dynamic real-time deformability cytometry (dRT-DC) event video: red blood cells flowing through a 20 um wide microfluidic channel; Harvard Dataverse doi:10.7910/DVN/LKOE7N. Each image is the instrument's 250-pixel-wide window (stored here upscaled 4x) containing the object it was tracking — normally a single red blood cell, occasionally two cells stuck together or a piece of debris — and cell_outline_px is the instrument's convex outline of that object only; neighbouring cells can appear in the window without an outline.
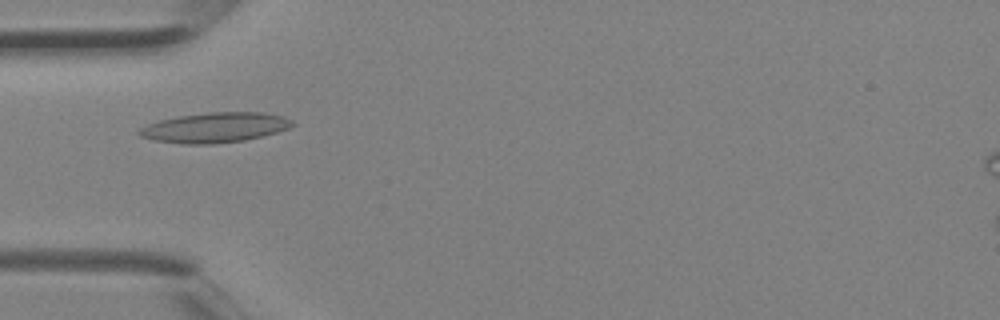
{"species": "Egyptian fruit bat (a non-hibernating species)", "species_latin": "Rousettus aegyptiacus", "temperature_condition": "room temperature", "stored_images_in_passage": 5, "camera_frame_rate_fps": 3000, "um_per_image_px": 0.085, "animal": {"sex": "female"}, "frame": {"image": 1, "passage_image": 4, "time_ms": 1.0, "image_size_px": [1000, 320], "cell_outline_px": [[296, 124], [288, 128], [276, 132], [244, 140], [212, 144], [180, 144], [156, 140], [140, 136], [136, 132], [140, 128], [148, 124], [160, 120], [180, 116], [208, 112], [260, 112], [284, 116], [292, 120]], "centroid_in_image_um": [18.27, 10.84], "position_along_channel_um": 66.7, "area_um2": 26.65}}
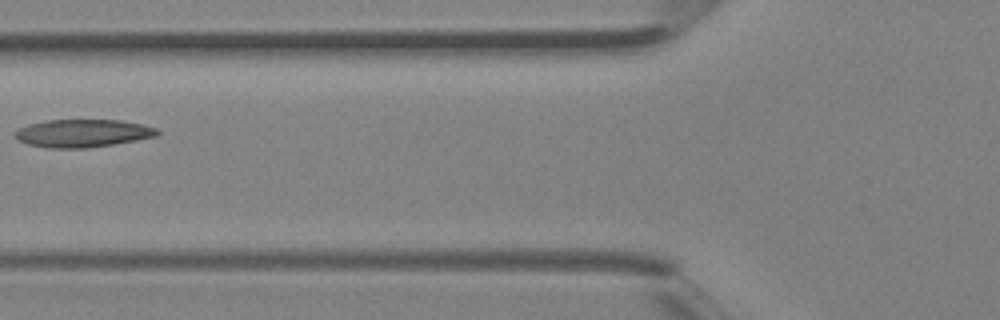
{"frame": {"image": 2, "passage_image": 5, "time_ms": 1.333, "image_size_px": [1000, 320], "cell_outline_px": [[160, 136], [88, 148], [48, 148], [28, 144], [20, 140], [16, 136], [16, 132], [20, 128], [28, 124], [48, 120], [120, 120], [144, 124], [156, 128], [160, 132]], "centroid_in_image_um": [7.1, 11.32], "position_along_channel_um": 118.7, "area_um2": 23.0}}